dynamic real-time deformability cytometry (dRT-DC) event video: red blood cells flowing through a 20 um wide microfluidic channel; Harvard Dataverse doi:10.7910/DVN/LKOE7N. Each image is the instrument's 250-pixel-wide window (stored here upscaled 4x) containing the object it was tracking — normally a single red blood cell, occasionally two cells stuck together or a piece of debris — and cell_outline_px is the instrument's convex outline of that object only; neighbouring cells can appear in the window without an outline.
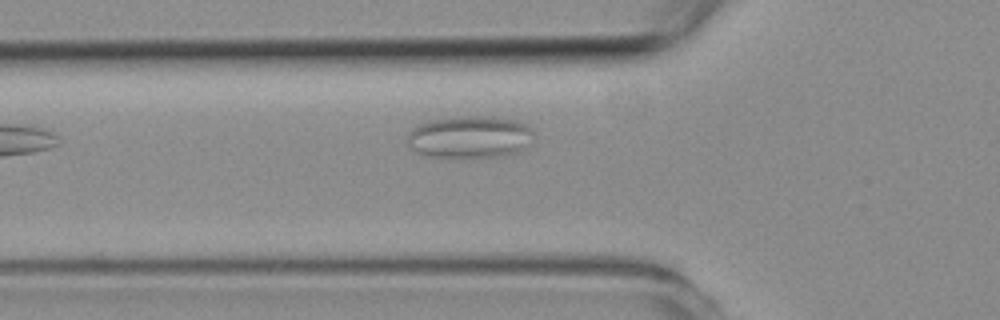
{"species": "common noctule bat (a hibernating species)", "species_latin": "Nyctalus noctula", "temperature_condition": "room temperature", "stored_images_in_passage": 3, "camera_frame_rate_fps": 3000, "um_per_image_px": 0.085, "animal": {"sex": "female", "body_mass_g": 19.3, "forearm_length_mm": 54.1}, "frame": {"image": 1, "passage_image": 3, "time_ms": 2.333, "image_size_px": [1000, 320], "cell_outline_px": [[532, 144], [520, 152], [504, 156], [464, 160], [428, 156], [416, 152], [408, 144], [408, 132], [412, 128], [420, 124], [432, 120], [464, 116], [492, 116], [512, 120], [528, 124], [532, 128]], "centroid_in_image_um": [39.98, 11.69], "position_along_channel_um": 85.8, "area_um2": 32.14}}